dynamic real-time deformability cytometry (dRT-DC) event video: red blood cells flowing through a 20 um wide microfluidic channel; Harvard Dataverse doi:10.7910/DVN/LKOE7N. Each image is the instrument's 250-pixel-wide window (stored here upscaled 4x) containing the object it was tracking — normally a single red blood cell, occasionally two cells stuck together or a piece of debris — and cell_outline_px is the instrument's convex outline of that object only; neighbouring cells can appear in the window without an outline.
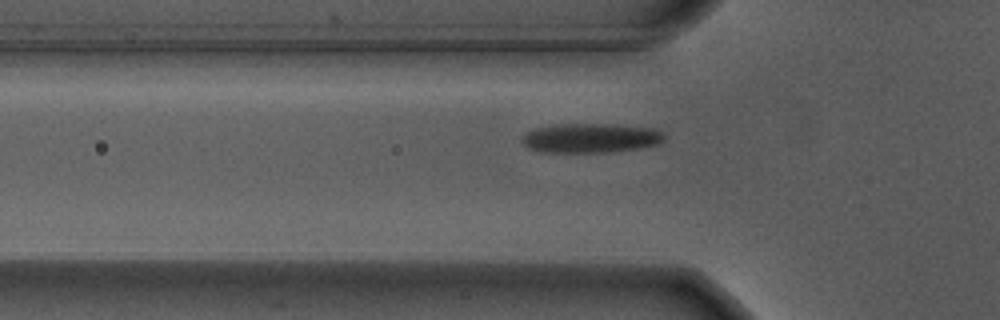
{"species": "Egyptian fruit bat (a non-hibernating species)", "species_latin": "Rousettus aegyptiacus", "temperature_condition": "warm", "stored_images_in_passage": 34, "camera_frame_rate_fps": 3000, "um_per_image_px": 0.085, "animal": {"sex": "male"}, "frame": {"image": 1, "passage_image": 2, "time_ms": 0.333, "image_size_px": [1000, 320], "cell_outline_px": [[664, 140], [656, 144], [636, 148], [612, 152], [540, 152], [528, 148], [520, 140], [520, 136], [524, 132], [536, 128], [564, 124], [608, 124], [652, 128], [664, 132]], "centroid_in_image_um": [50.15, 11.73], "position_along_channel_um": 75.7, "area_um2": 24.33}}
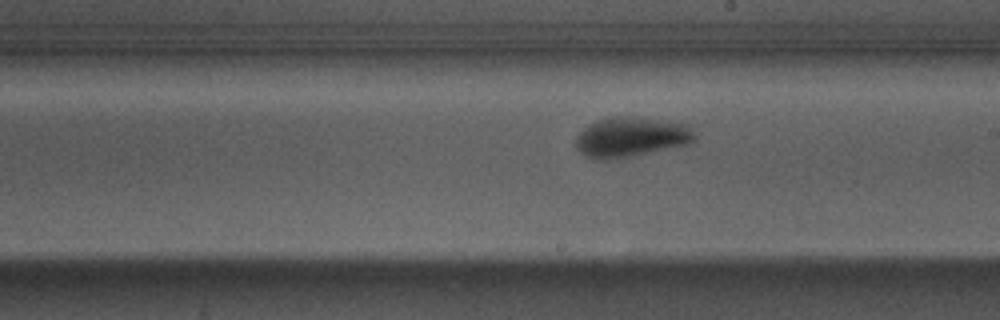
{"frame": {"image": 2, "passage_image": 15, "time_ms": 4.667, "image_size_px": [1000, 320], "cell_outline_px": [[696, 136], [688, 144], [632, 156], [608, 160], [592, 160], [580, 152], [576, 148], [576, 136], [588, 124], [596, 120], [616, 116], [628, 116], [692, 124]], "centroid_in_image_um": [53.63, 11.65], "position_along_channel_um": 235.4, "area_um2": 27.86}}
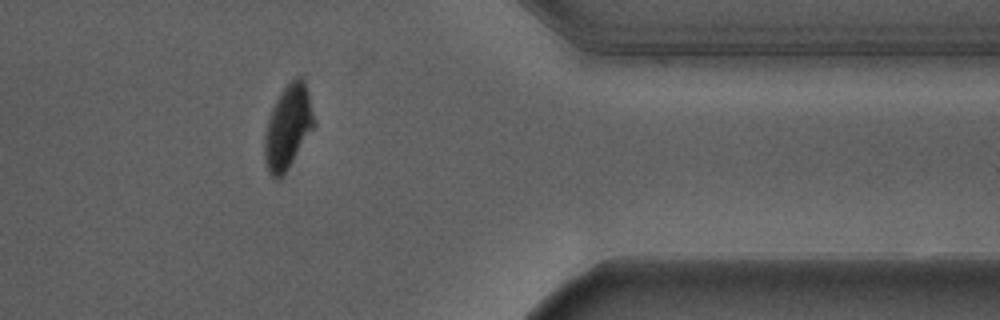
{"frame": {"image": 3, "passage_image": 29, "time_ms": 9.333, "image_size_px": [1000, 320], "cell_outline_px": [[316, 124], [288, 168], [280, 180], [276, 180], [268, 172], [264, 156], [264, 136], [268, 120], [272, 108], [280, 92], [296, 76], [304, 76], [316, 120]], "centroid_in_image_um": [24.49, 10.78], "position_along_channel_um": 386.9, "area_um2": 24.33}, "authors_computed_cell_mechanics": {"area_um2": 26.0389, "velocity_mm_per_s": 3.6832, "shape_relaxation_time_tau1_ms": 2.9003, "shape_relaxation_time_tau2_ms": 0.5939, "deformation_change_tau1": 0.1715, "deformation_change_tau2": 0.054}}